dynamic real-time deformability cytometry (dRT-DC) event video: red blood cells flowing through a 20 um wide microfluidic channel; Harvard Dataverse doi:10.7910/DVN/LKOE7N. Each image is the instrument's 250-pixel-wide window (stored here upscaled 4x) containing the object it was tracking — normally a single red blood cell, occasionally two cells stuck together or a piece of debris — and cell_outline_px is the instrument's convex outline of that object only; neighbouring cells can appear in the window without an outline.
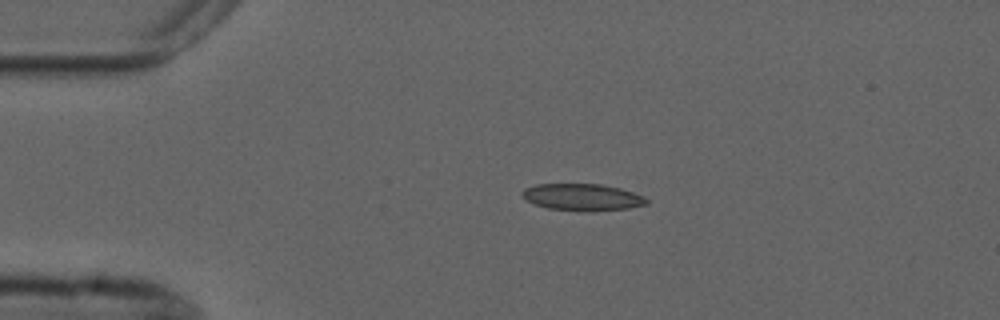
{"species": "common noctule bat (a hibernating species)", "species_latin": "Nyctalus noctula", "temperature_condition": "cold", "stored_images_in_passage": 5, "camera_frame_rate_fps": 3000, "um_per_image_px": 0.085, "animal": {"sex": "male", "forearm_length_mm": 52.5}, "frame": {"image": 1, "passage_image": 3, "time_ms": 2.333, "image_size_px": [1000, 320], "cell_outline_px": [[648, 204], [628, 208], [592, 212], [580, 212], [548, 208], [524, 200], [520, 192], [524, 188], [536, 184], [600, 184], [620, 188], [644, 196], [648, 200]], "centroid_in_image_um": [49.48, 16.77], "position_along_channel_um": 35.5, "area_um2": 19.77}}
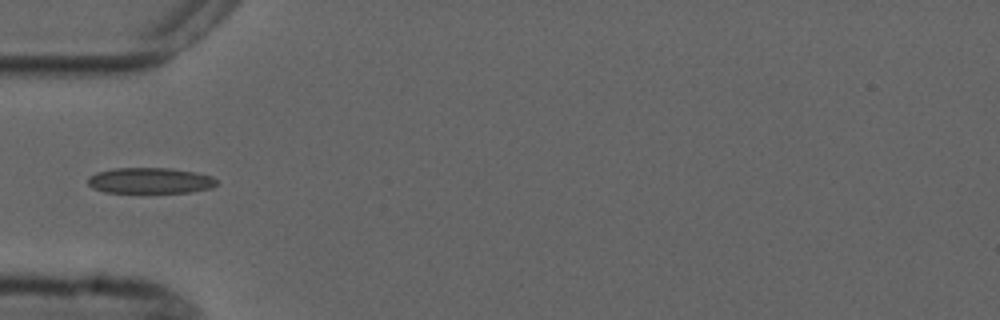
{"frame": {"image": 2, "passage_image": 4, "time_ms": 4.333, "image_size_px": [1000, 320], "cell_outline_px": [[216, 184], [212, 188], [188, 192], [140, 196], [104, 192], [92, 188], [88, 184], [88, 176], [96, 172], [112, 168], [172, 168], [196, 172], [212, 176], [216, 180]], "centroid_in_image_um": [12.7, 15.4], "position_along_channel_um": 72.3, "area_um2": 20.63}}